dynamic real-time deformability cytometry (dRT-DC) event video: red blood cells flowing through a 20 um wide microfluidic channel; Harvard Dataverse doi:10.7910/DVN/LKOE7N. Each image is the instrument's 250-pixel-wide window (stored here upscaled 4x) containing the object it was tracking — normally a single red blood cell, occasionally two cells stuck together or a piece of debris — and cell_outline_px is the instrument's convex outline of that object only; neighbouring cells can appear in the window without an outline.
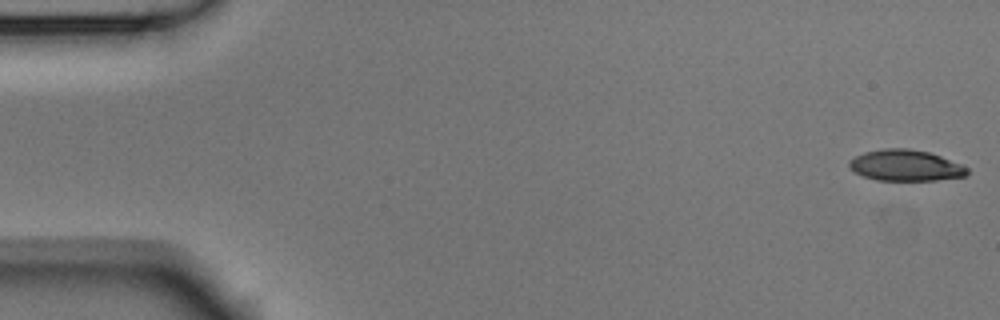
{"species": "Egyptian fruit bat (a non-hibernating species)", "species_latin": "Rousettus aegyptiacus", "temperature_condition": "room temperature", "stored_images_in_passage": 53, "camera_frame_rate_fps": 3000, "um_per_image_px": 0.085, "animal": {"sex": "male"}, "frame": {"image": 1, "passage_image": 1, "time_ms": 0.0, "image_size_px": [1000, 320], "cell_outline_px": [[968, 172], [964, 176], [936, 180], [876, 180], [864, 176], [848, 168], [848, 160], [864, 152], [884, 148], [908, 148], [928, 152], [940, 156], [960, 164], [968, 168]], "centroid_in_image_um": [76.93, 14.05], "position_along_channel_um": 8.1, "area_um2": 21.27}}
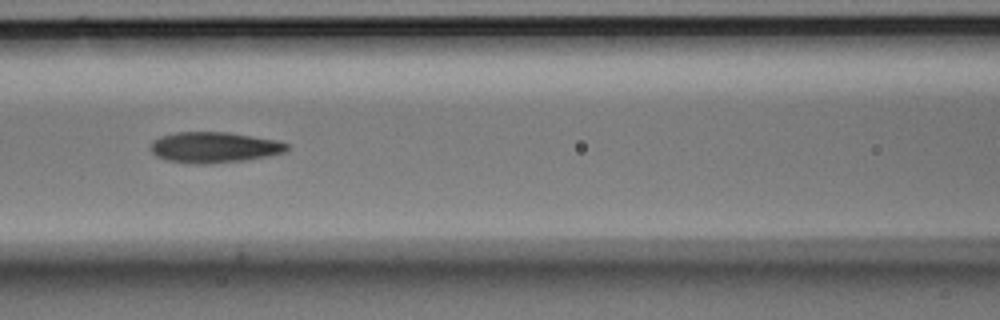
{"frame": {"image": 2, "passage_image": 23, "time_ms": 7.333, "image_size_px": [1000, 320], "cell_outline_px": [[288, 148], [284, 152], [268, 156], [244, 160], [208, 164], [200, 164], [168, 160], [156, 156], [148, 148], [152, 140], [160, 136], [176, 132], [228, 132], [276, 140], [288, 144]], "centroid_in_image_um": [18.16, 12.52], "position_along_channel_um": 148.4, "area_um2": 24.39}}
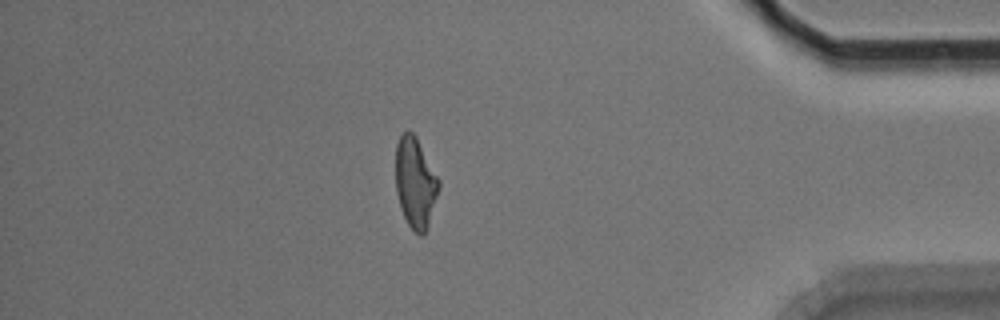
{"frame": {"image": 3, "passage_image": 46, "time_ms": 15.0, "image_size_px": [1000, 320], "cell_outline_px": [[440, 188], [428, 224], [424, 232], [420, 236], [408, 224], [404, 216], [396, 192], [396, 144], [400, 136], [408, 128], [416, 136], [440, 180]], "centroid_in_image_um": [35.31, 15.48], "position_along_channel_um": 399.9, "area_um2": 22.6}, "authors_computed_cell_mechanics": {"area_um2": 23.2356, "velocity_mm_per_s": 3.768, "shape_relaxation_time_tau1_ms": 5.4487, "shape_relaxation_time_tau2_ms": 2.1929, "deformation_change_tau1": 0.1876, "deformation_change_tau2": 0.1025}}